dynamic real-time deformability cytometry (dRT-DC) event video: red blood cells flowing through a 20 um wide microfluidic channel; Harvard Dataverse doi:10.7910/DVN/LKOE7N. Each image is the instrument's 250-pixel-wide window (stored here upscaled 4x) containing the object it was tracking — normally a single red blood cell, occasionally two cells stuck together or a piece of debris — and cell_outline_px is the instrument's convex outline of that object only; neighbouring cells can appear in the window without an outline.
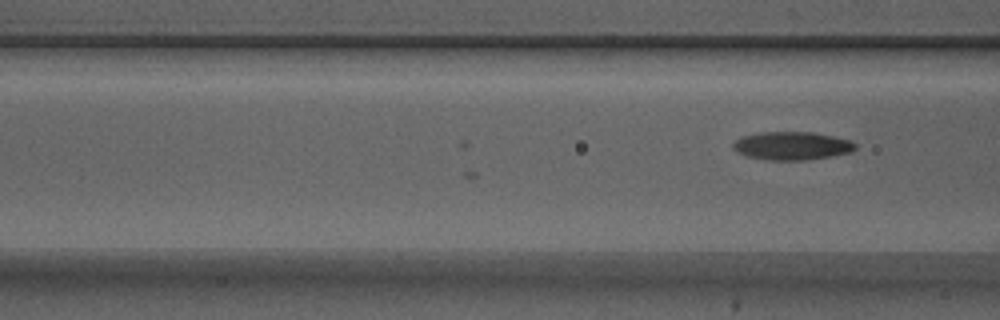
{"species": "Egyptian fruit bat (a non-hibernating species)", "species_latin": "Rousettus aegyptiacus", "temperature_condition": "warm", "stored_images_in_passage": 6, "camera_frame_rate_fps": 3000, "um_per_image_px": 0.085, "animal": {"sex": "male"}, "frame": {"image": 1, "passage_image": 6, "time_ms": 1.667, "image_size_px": [1000, 320], "cell_outline_px": [[856, 148], [852, 152], [832, 156], [804, 160], [768, 160], [748, 156], [736, 152], [732, 148], [732, 144], [736, 140], [744, 136], [760, 132], [812, 132], [832, 136], [848, 140], [856, 144]], "centroid_in_image_um": [67.3, 12.4], "position_along_channel_um": 99.3, "area_um2": 20.0}}